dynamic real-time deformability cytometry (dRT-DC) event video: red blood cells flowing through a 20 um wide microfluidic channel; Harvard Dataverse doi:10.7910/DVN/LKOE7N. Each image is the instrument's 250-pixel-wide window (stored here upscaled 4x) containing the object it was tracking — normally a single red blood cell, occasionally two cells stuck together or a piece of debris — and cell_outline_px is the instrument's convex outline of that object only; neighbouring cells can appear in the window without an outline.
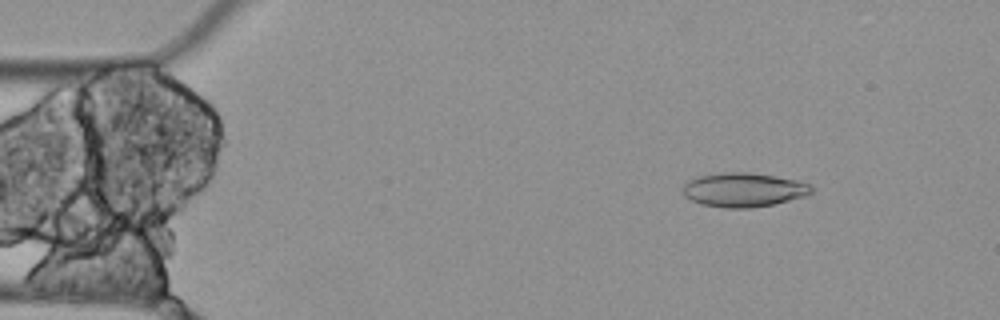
{"species": "Egyptian fruit bat (a non-hibernating species)", "species_latin": "Rousettus aegyptiacus", "temperature_condition": "cold", "stored_images_in_passage": 4, "camera_frame_rate_fps": 3000, "um_per_image_px": 0.085, "animal": {"sex": "female"}, "frame": {"image": 1, "passage_image": 2, "time_ms": 0.333, "image_size_px": [1000, 320], "cell_outline_px": [[816, 188], [812, 192], [804, 196], [772, 204], [752, 208], [724, 208], [704, 204], [692, 200], [684, 196], [684, 184], [688, 180], [696, 176], [720, 172], [752, 172], [776, 176], [796, 180], [812, 184]], "centroid_in_image_um": [63.23, 16.11], "position_along_channel_um": 21.8, "area_um2": 25.72}}